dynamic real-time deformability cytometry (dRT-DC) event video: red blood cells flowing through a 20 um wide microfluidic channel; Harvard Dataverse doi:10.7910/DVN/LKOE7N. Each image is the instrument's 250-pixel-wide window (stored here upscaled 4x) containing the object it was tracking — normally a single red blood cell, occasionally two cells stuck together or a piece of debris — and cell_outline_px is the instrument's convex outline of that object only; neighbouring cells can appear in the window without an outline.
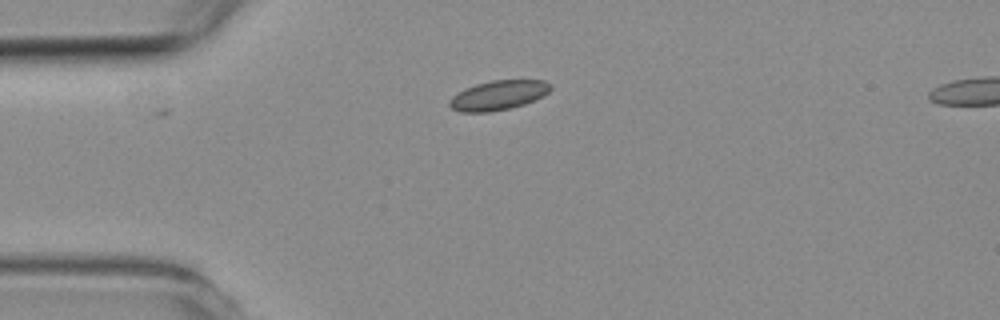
{"species": "common noctule bat (a hibernating species)", "species_latin": "Nyctalus noctula", "temperature_condition": "room temperature", "stored_images_in_passage": 3, "camera_frame_rate_fps": 3000, "um_per_image_px": 0.085, "animal": {"sex": "female", "body_mass_g": 19.3, "forearm_length_mm": 54.1}, "frame": {"image": 1, "passage_image": 1, "time_ms": 0.0, "image_size_px": [1000, 320], "cell_outline_px": [[552, 88], [544, 96], [524, 104], [508, 108], [488, 112], [460, 112], [452, 108], [448, 104], [448, 100], [452, 96], [464, 88], [476, 84], [492, 80], [544, 80], [552, 84]], "centroid_in_image_um": [42.35, 8.09], "position_along_channel_um": 42.6, "area_um2": 17.46}}
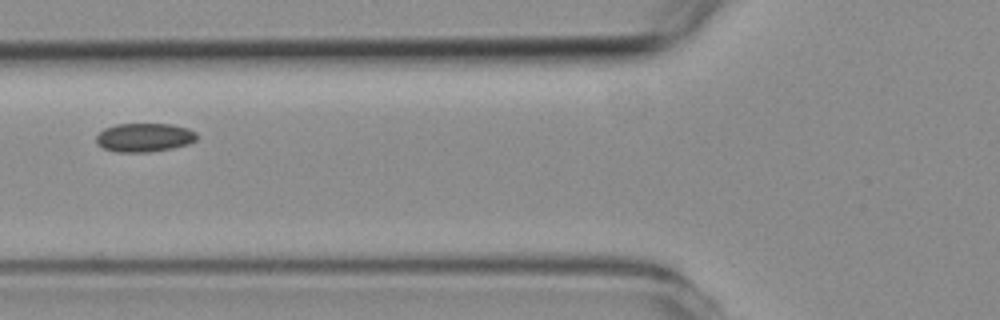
{"frame": {"image": 2, "passage_image": 3, "time_ms": 2.333, "image_size_px": [1000, 320], "cell_outline_px": [[196, 140], [188, 144], [172, 148], [148, 152], [116, 152], [104, 148], [96, 140], [96, 136], [104, 128], [116, 124], [172, 124], [188, 128], [196, 132]], "centroid_in_image_um": [12.28, 11.68], "position_along_channel_um": 113.5, "area_um2": 16.76}}